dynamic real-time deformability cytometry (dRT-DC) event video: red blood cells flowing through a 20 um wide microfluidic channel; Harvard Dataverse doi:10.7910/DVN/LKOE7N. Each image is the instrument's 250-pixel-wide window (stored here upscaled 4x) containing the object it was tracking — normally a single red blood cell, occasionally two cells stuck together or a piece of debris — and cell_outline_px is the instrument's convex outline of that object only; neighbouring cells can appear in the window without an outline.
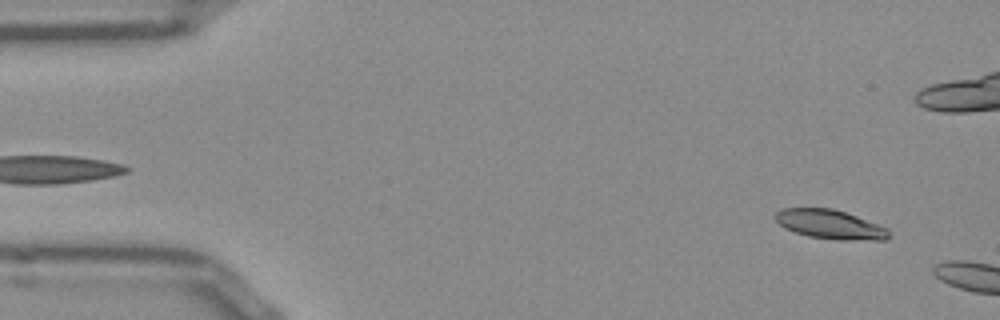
{"species": "Egyptian fruit bat (a non-hibernating species)", "species_latin": "Rousettus aegyptiacus", "temperature_condition": "room temperature", "stored_images_in_passage": 49, "camera_frame_rate_fps": 3000, "um_per_image_px": 0.085, "frame": {"image": 1, "passage_image": 3, "time_ms": 0.667, "image_size_px": [1000, 320], "cell_outline_px": [[892, 236], [888, 240], [840, 240], [808, 236], [784, 228], [772, 216], [776, 212], [784, 208], [832, 208], [856, 216], [888, 228]], "centroid_in_image_um": [70.58, 19.08], "position_along_channel_um": 14.4, "area_um2": 19.36}}
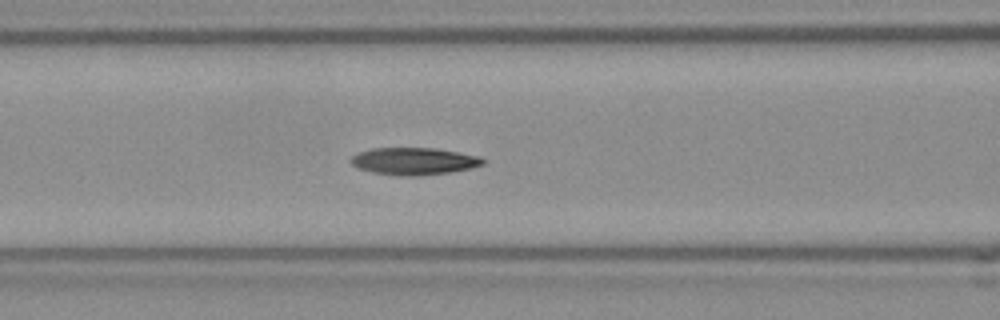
{"frame": {"image": 2, "passage_image": 20, "time_ms": 6.333, "image_size_px": [1000, 320], "cell_outline_px": [[484, 164], [472, 168], [448, 172], [416, 176], [404, 176], [372, 172], [356, 168], [348, 160], [352, 156], [360, 152], [372, 148], [436, 148], [480, 156], [484, 160]], "centroid_in_image_um": [35.17, 13.7], "position_along_channel_um": 131.4, "area_um2": 20.92}}
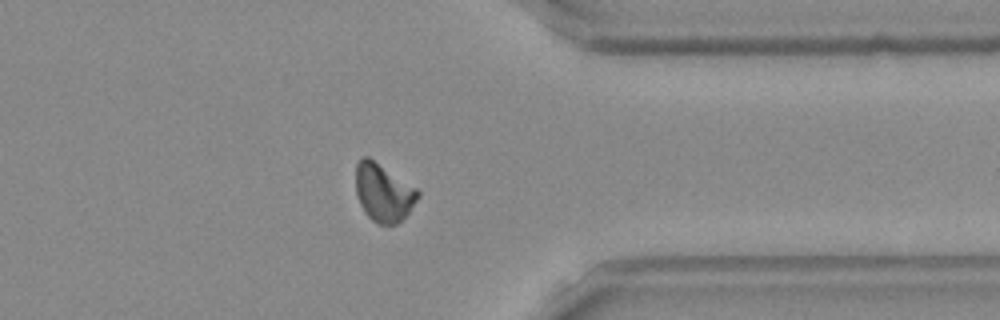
{"frame": {"image": 3, "passage_image": 40, "time_ms": 13.0, "image_size_px": [1000, 320], "cell_outline_px": [[420, 196], [408, 212], [396, 224], [380, 224], [372, 220], [364, 212], [356, 196], [356, 164], [360, 156], [368, 156], [416, 188], [420, 192]], "centroid_in_image_um": [32.56, 16.35], "position_along_channel_um": 378.8, "area_um2": 20.81}, "authors_computed_cell_mechanics": {"area_um2": 20.4034, "velocity_mm_per_s": 3.8593, "shape_relaxation_time_tau1_ms": 4.7248, "shape_relaxation_time_tau2_ms": 4.3113, "deformation_change_tau1": 0.1506, "deformation_change_tau2": 0.1004}}